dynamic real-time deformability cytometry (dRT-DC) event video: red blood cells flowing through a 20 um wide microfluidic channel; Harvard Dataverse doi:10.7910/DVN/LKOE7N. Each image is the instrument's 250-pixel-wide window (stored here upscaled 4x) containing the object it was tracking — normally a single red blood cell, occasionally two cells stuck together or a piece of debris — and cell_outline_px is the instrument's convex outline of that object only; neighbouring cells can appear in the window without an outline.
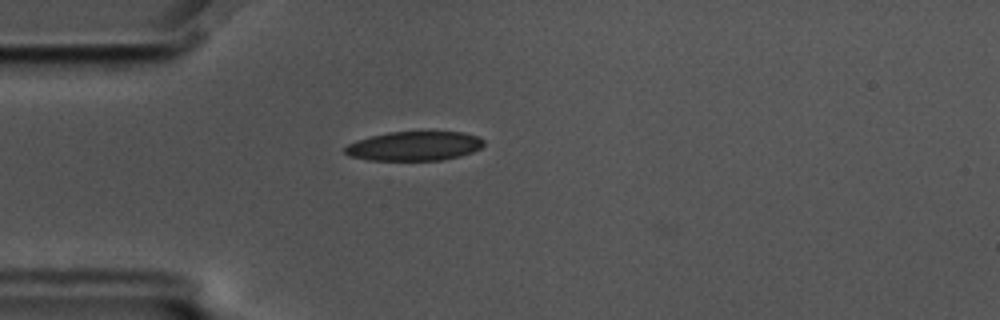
{"species": "common noctule bat (a hibernating species)", "species_latin": "Nyctalus noctula", "temperature_condition": "cold", "stored_images_in_passage": 40, "camera_frame_rate_fps": 3000, "um_per_image_px": 0.085, "animal": {"sex": "male", "body_mass_g": 17.5, "forearm_length_mm": 52.3}, "frame": {"image": 1, "passage_image": 3, "time_ms": 0.667, "image_size_px": [1000, 320], "cell_outline_px": [[484, 144], [480, 148], [472, 152], [460, 156], [440, 160], [368, 160], [348, 156], [344, 152], [344, 148], [348, 144], [356, 140], [388, 132], [464, 132], [476, 136], [484, 140]], "centroid_in_image_um": [35.19, 12.42], "position_along_channel_um": 49.8, "area_um2": 23.64}}
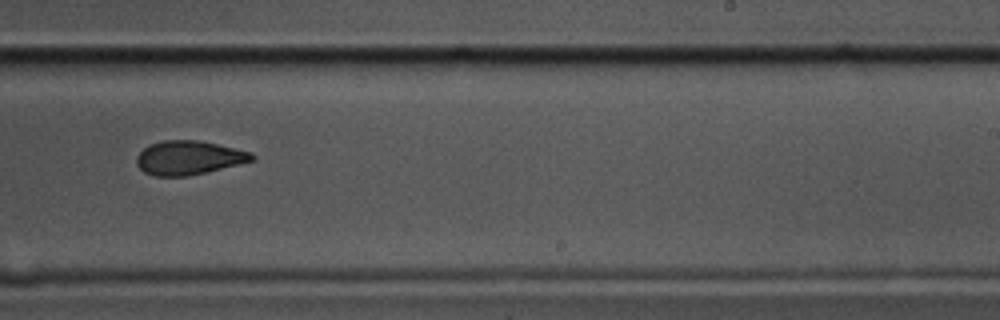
{"frame": {"image": 2, "passage_image": 23, "time_ms": 7.333, "image_size_px": [1000, 320], "cell_outline_px": [[256, 156], [252, 160], [204, 172], [184, 176], [156, 176], [144, 172], [136, 164], [136, 156], [148, 144], [164, 140], [196, 140], [216, 144], [252, 152]], "centroid_in_image_um": [15.98, 13.39], "position_along_channel_um": 273.0, "area_um2": 22.43}}
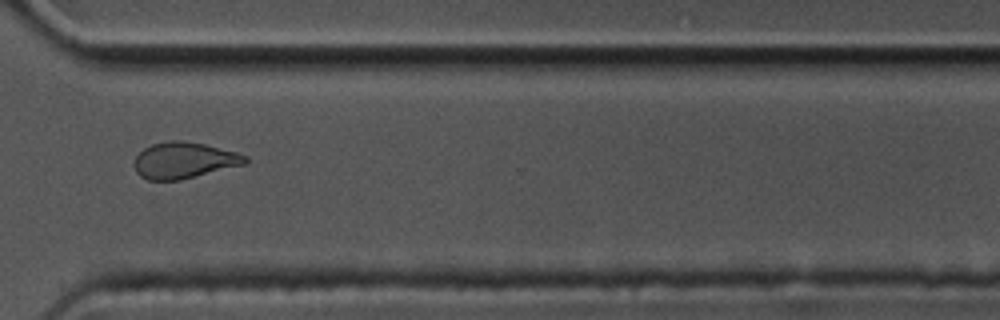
{"frame": {"image": 3, "passage_image": 30, "time_ms": 9.667, "image_size_px": [1000, 320], "cell_outline_px": [[248, 160], [244, 164], [180, 180], [148, 180], [140, 176], [136, 172], [132, 164], [136, 156], [144, 148], [152, 144], [172, 140], [180, 140], [204, 144], [236, 152], [248, 156]], "centroid_in_image_um": [15.6, 13.63], "position_along_channel_um": 355.0, "area_um2": 23.35}, "authors_computed_cell_mechanics": {"area_um2": 24.0448, "velocity_mm_per_s": 3.5008, "shape_relaxation_time_tau1_ms": 4.4897, "shape_relaxation_time_tau2_ms": 3.3006, "deformation_change_tau1": 0.1433, "deformation_change_tau2": 0.0992}}